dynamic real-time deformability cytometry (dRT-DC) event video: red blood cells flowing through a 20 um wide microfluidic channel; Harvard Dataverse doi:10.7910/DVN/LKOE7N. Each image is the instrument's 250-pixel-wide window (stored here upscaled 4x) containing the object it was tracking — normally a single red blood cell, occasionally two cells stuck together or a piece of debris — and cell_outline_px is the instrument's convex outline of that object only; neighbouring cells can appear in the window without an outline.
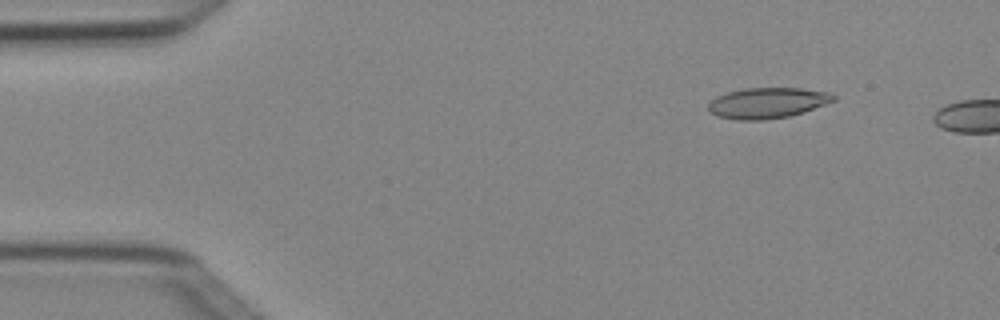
{"species": "Egyptian fruit bat (a non-hibernating species)", "species_latin": "Rousettus aegyptiacus", "temperature_condition": "cold", "stored_images_in_passage": 3, "camera_frame_rate_fps": 3000, "um_per_image_px": 0.085, "animal": {"sex": "female"}, "frame": {"image": 1, "passage_image": 2, "time_ms": 0.333, "image_size_px": [1000, 320], "cell_outline_px": [[836, 100], [804, 112], [788, 116], [764, 120], [736, 120], [716, 116], [708, 112], [708, 104], [716, 96], [728, 92], [744, 88], [800, 88], [832, 92], [836, 96]], "centroid_in_image_um": [65.23, 8.75], "position_along_channel_um": 19.8, "area_um2": 22.6}}